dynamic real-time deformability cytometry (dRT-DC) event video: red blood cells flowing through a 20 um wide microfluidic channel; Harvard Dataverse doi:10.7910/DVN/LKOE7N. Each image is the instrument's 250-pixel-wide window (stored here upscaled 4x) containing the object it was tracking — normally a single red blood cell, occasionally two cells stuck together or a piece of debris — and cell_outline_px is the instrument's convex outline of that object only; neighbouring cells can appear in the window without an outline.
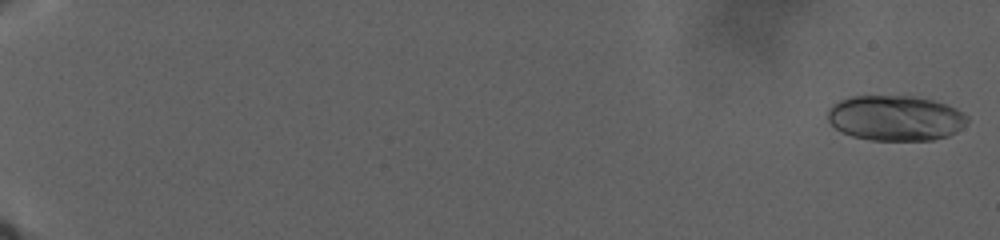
{"species": "human", "species_latin": "Homo sapiens", "temperature_condition": "warm", "stored_images_in_passage": 178, "camera_frame_rate_fps": 3000, "um_per_image_px": 0.085, "donor": {"sex": "male"}, "frame": {"image": 1, "passage_image": 4, "time_ms": 0.333, "image_size_px": [1000, 240], "cell_outline_px": [[968, 120], [956, 132], [948, 136], [932, 140], [872, 140], [852, 136], [840, 132], [828, 120], [828, 108], [832, 104], [840, 100], [852, 96], [912, 96], [932, 100], [948, 104], [956, 108], [968, 116]], "centroid_in_image_um": [76.1, 10.03], "position_along_channel_um": 8.9, "area_um2": 36.93}}
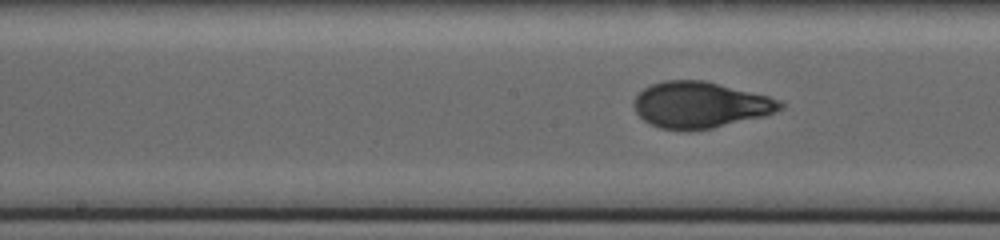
{"frame": {"image": 2, "passage_image": 109, "time_ms": 22.667, "image_size_px": [1000, 240], "cell_outline_px": [[784, 108], [776, 112], [764, 116], [712, 128], [688, 132], [660, 128], [648, 124], [636, 112], [632, 104], [632, 100], [644, 88], [652, 84], [664, 80], [704, 80], [768, 96], [780, 100], [784, 104]], "centroid_in_image_um": [59.49, 8.93], "position_along_channel_um": 188.7, "area_um2": 39.71}}
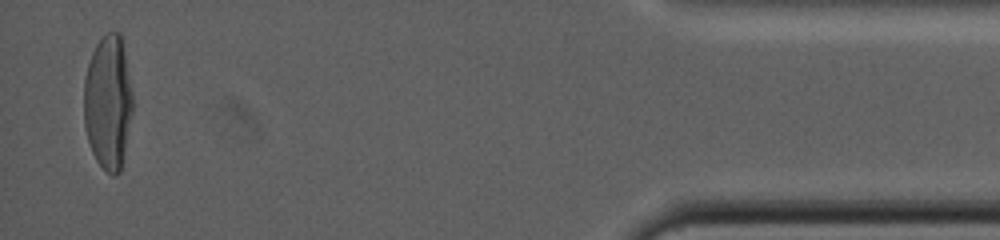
{"frame": {"image": 3, "passage_image": 172, "time_ms": 38.333, "image_size_px": [1000, 240], "cell_outline_px": [[132, 112], [120, 172], [116, 176], [112, 176], [96, 160], [92, 152], [88, 140], [84, 124], [84, 80], [88, 64], [92, 52], [96, 44], [108, 32], [120, 32], [124, 52], [132, 96]], "centroid_in_image_um": [9.17, 8.71], "position_along_channel_um": 426.0, "area_um2": 37.69}}